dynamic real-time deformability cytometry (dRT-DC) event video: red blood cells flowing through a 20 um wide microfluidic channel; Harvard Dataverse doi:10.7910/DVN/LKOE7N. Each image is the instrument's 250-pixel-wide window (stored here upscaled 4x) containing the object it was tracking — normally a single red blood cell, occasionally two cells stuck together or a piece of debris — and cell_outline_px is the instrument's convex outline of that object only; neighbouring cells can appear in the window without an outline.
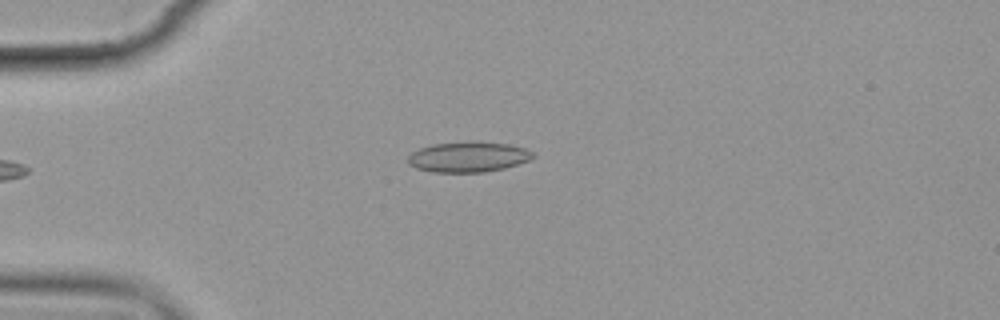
{"species": "common noctule bat (a hibernating species)", "species_latin": "Nyctalus noctula", "temperature_condition": "cold", "stored_images_in_passage": 5, "camera_frame_rate_fps": 3000, "um_per_image_px": 0.085, "animal": {"sex": "female", "body_mass_g": 19.9}, "frame": {"image": 1, "passage_image": 5, "time_ms": 4.667, "image_size_px": [1000, 320], "cell_outline_px": [[536, 156], [528, 160], [504, 168], [484, 172], [432, 172], [416, 168], [408, 164], [408, 156], [412, 152], [420, 148], [432, 144], [472, 140], [476, 140], [508, 144], [524, 148], [532, 152]], "centroid_in_image_um": [39.78, 13.32], "position_along_channel_um": 45.2, "area_um2": 22.31}}